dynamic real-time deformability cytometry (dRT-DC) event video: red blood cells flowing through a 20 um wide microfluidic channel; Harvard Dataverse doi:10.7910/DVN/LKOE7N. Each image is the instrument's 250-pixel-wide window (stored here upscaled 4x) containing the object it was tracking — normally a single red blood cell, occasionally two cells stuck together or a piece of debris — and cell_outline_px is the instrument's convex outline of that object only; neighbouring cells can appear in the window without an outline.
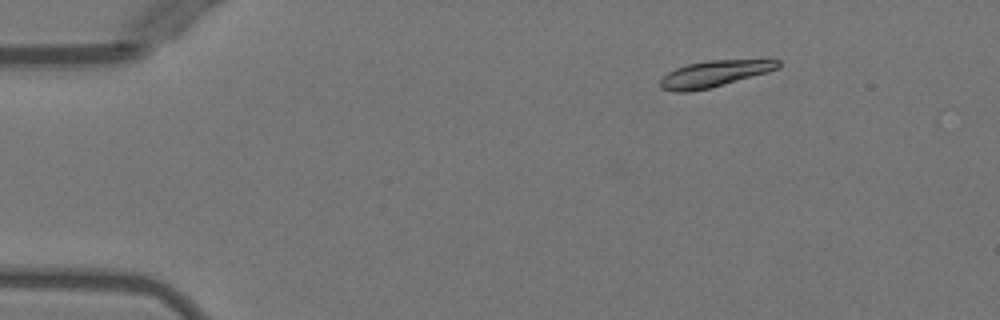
{"species": "Egyptian fruit bat (a non-hibernating species)", "species_latin": "Rousettus aegyptiacus", "temperature_condition": "warm", "stored_images_in_passage": 47, "camera_frame_rate_fps": 3000, "um_per_image_px": 0.085, "animal": {"sex": "female"}, "frame": {"image": 1, "passage_image": 8, "time_ms": 2.333, "image_size_px": [1000, 320], "cell_outline_px": [[780, 68], [768, 72], [724, 84], [708, 88], [688, 92], [676, 92], [660, 88], [660, 80], [668, 72], [676, 68], [688, 64], [708, 60], [780, 60]], "centroid_in_image_um": [60.7, 6.27], "position_along_channel_um": 24.3, "area_um2": 17.86}}
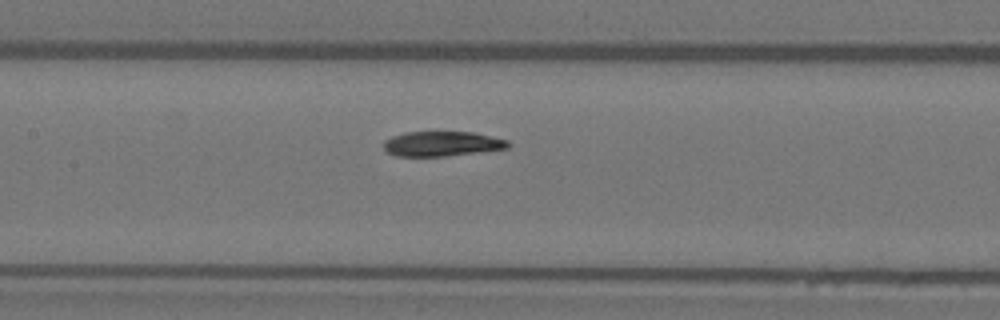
{"frame": {"image": 2, "passage_image": 25, "time_ms": 8.0, "image_size_px": [1000, 320], "cell_outline_px": [[512, 144], [508, 148], [444, 156], [396, 156], [388, 152], [384, 148], [384, 140], [392, 136], [404, 132], [472, 132], [508, 140]], "centroid_in_image_um": [37.56, 12.21], "position_along_channel_um": 169.8, "area_um2": 17.92}}
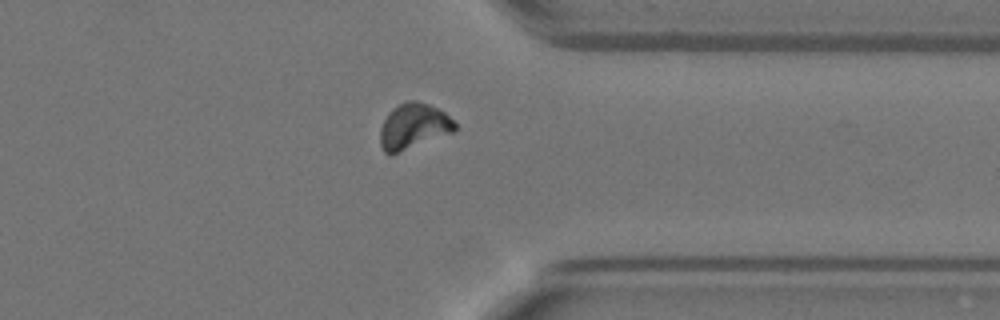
{"frame": {"image": 3, "passage_image": 41, "time_ms": 13.333, "image_size_px": [1000, 320], "cell_outline_px": [[456, 128], [452, 132], [392, 156], [388, 156], [384, 152], [380, 144], [380, 128], [384, 120], [392, 108], [408, 100], [416, 100], [428, 104], [444, 112], [456, 124]], "centroid_in_image_um": [35.1, 10.76], "position_along_channel_um": 376.3, "area_um2": 19.88}}